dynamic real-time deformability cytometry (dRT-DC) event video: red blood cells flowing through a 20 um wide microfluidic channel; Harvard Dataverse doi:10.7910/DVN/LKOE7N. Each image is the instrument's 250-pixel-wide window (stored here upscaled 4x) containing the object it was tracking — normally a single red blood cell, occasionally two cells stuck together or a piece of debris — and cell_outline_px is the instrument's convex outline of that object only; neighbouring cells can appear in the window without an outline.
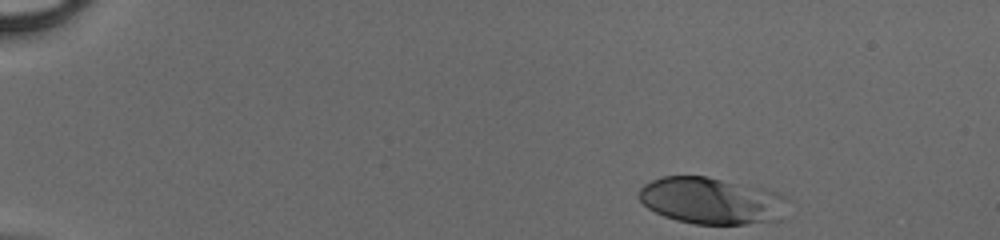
{"species": "human", "species_latin": "Homo sapiens", "temperature_condition": "cold", "stored_images_in_passage": 37, "camera_frame_rate_fps": 3000, "um_per_image_px": 0.085, "donor": {"sex": "male"}, "frame": {"image": 1, "passage_image": 1, "time_ms": 0.0, "image_size_px": [1000, 240], "cell_outline_px": [[764, 220], [744, 224], [696, 224], [676, 220], [664, 216], [648, 208], [640, 200], [640, 188], [644, 184], [652, 180], [664, 176], [704, 176], [720, 180], [760, 200]], "centroid_in_image_um": [59.54, 17.07], "position_along_channel_um": 25.5, "area_um2": 33.29}}
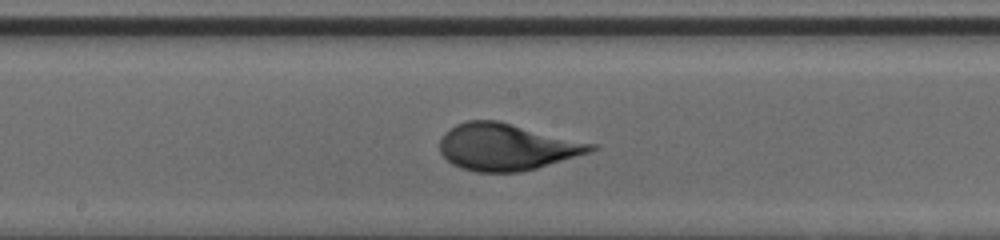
{"frame": {"image": 2, "passage_image": 22, "time_ms": 7.0, "image_size_px": [1000, 240], "cell_outline_px": [[596, 148], [592, 152], [536, 168], [520, 172], [476, 172], [460, 168], [452, 164], [440, 152], [440, 140], [444, 132], [456, 124], [468, 120], [496, 120], [596, 144]], "centroid_in_image_um": [43.04, 12.49], "position_along_channel_um": 205.2, "area_um2": 41.1}}
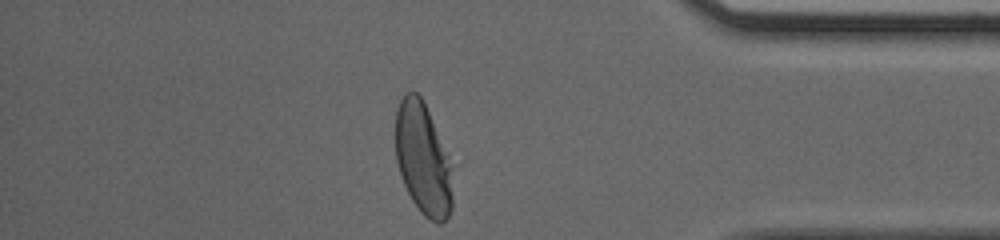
{"frame": {"image": 3, "passage_image": 37, "time_ms": 12.0, "image_size_px": [1000, 240], "cell_outline_px": [[452, 208], [448, 216], [440, 224], [436, 224], [424, 216], [420, 212], [412, 200], [404, 184], [396, 160], [396, 108], [400, 100], [408, 92], [416, 92], [420, 96], [428, 112], [444, 156], [448, 168], [452, 196]], "centroid_in_image_um": [35.88, 13.58], "position_along_channel_um": 399.3, "area_um2": 35.49}}